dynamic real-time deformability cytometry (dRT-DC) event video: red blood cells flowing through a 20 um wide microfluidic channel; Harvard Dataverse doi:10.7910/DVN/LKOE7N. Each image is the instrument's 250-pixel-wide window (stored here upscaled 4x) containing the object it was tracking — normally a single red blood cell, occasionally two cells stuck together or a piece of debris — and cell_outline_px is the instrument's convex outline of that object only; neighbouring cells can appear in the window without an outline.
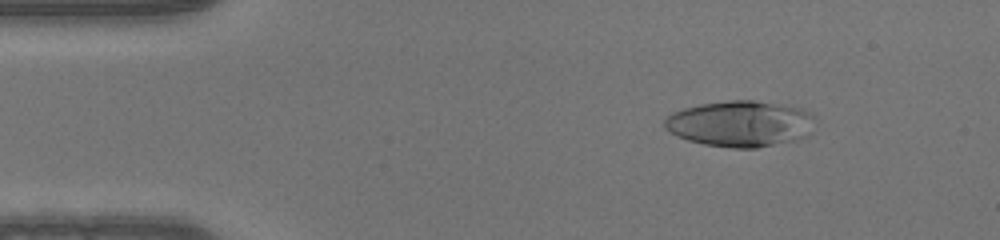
{"species": "human", "species_latin": "Homo sapiens", "temperature_condition": "warm", "stored_images_in_passage": 49, "camera_frame_rate_fps": 3000, "um_per_image_px": 0.085, "donor": {"sex": "male"}, "frame": {"image": 1, "passage_image": 6, "time_ms": 1.667, "image_size_px": [1000, 240], "cell_outline_px": [[816, 120], [812, 132], [808, 136], [796, 140], [756, 148], [732, 148], [704, 144], [688, 140], [676, 136], [668, 132], [664, 128], [664, 120], [672, 112], [684, 108], [700, 104], [728, 100], [752, 100], [784, 104], [800, 108], [812, 112], [816, 116]], "centroid_in_image_um": [62.97, 10.51], "position_along_channel_um": 22.0, "area_um2": 41.04}}
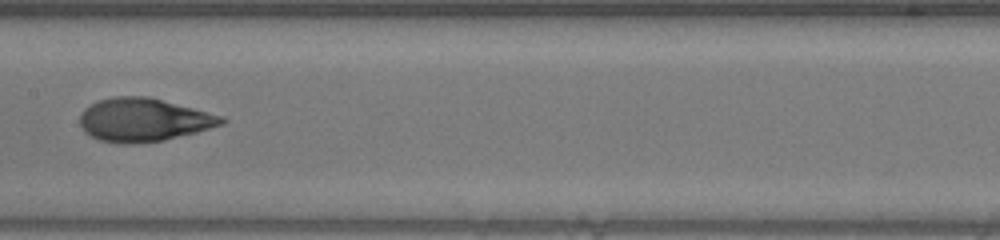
{"frame": {"image": 2, "passage_image": 24, "time_ms": 7.667, "image_size_px": [1000, 240], "cell_outline_px": [[228, 120], [224, 124], [196, 132], [164, 140], [128, 144], [120, 144], [100, 140], [84, 132], [80, 124], [80, 116], [84, 108], [100, 100], [116, 96], [148, 96], [224, 116]], "centroid_in_image_um": [12.22, 10.19], "position_along_channel_um": 195.2, "area_um2": 35.66}}
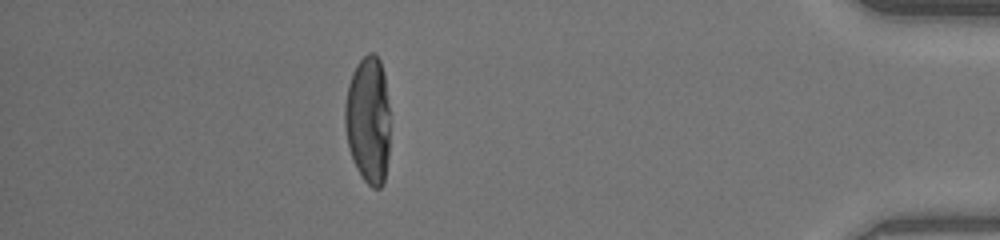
{"frame": {"image": 3, "passage_image": 43, "time_ms": 14.0, "image_size_px": [1000, 240], "cell_outline_px": [[388, 156], [384, 184], [380, 188], [372, 188], [364, 180], [356, 168], [348, 148], [344, 124], [344, 104], [348, 84], [352, 72], [356, 64], [368, 52], [372, 52], [380, 60], [384, 72], [388, 104]], "centroid_in_image_um": [31.27, 10.19], "position_along_channel_um": 403.9, "area_um2": 33.76}}